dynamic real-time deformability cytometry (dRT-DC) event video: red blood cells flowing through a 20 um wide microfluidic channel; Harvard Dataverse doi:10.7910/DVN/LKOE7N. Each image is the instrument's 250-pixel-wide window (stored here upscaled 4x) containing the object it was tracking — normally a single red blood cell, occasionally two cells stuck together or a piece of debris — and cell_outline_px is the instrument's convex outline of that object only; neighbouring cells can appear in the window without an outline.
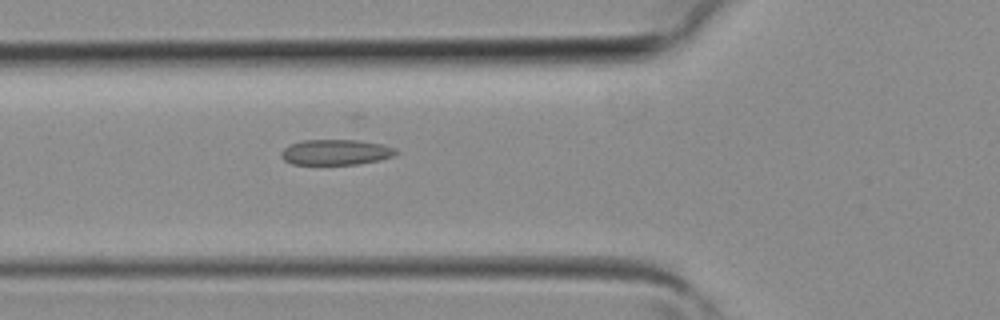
{"species": "common noctule bat (a hibernating species)", "species_latin": "Nyctalus noctula", "temperature_condition": "room temperature", "stored_images_in_passage": 4, "camera_frame_rate_fps": 3000, "um_per_image_px": 0.085, "animal": {"sex": "female", "body_mass_g": 19.3, "forearm_length_mm": 54.1}, "frame": {"image": 1, "passage_image": 4, "time_ms": 1.0, "image_size_px": [1000, 320], "cell_outline_px": [[400, 152], [396, 156], [380, 160], [356, 164], [292, 164], [284, 160], [280, 156], [280, 152], [284, 148], [292, 144], [304, 140], [356, 140], [384, 144], [396, 148]], "centroid_in_image_um": [28.6, 12.94], "position_along_channel_um": 97.2, "area_um2": 17.17}}